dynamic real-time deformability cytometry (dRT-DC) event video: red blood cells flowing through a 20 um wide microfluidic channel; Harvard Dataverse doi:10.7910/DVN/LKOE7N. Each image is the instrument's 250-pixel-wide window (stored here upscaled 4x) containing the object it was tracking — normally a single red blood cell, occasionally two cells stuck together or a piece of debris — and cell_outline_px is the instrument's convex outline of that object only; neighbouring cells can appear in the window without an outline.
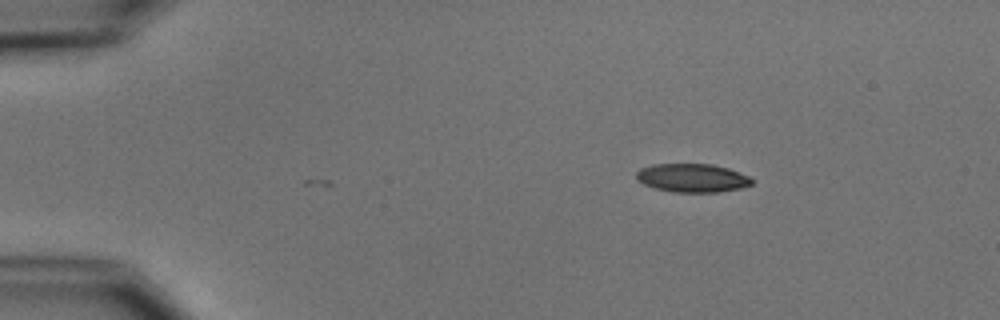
{"species": "common noctule bat (a hibernating species)", "species_latin": "Nyctalus noctula", "temperature_condition": "cold", "stored_images_in_passage": 2, "camera_frame_rate_fps": 3000, "um_per_image_px": 0.085, "animal": {"sex": "male", "body_mass_g": 15.6}, "frame": {"image": 1, "passage_image": 2, "time_ms": 1.333, "image_size_px": [1000, 320], "cell_outline_px": [[752, 184], [740, 188], [720, 192], [672, 192], [656, 188], [644, 184], [636, 180], [636, 172], [640, 168], [652, 164], [712, 164], [728, 168], [748, 176], [752, 180]], "centroid_in_image_um": [58.81, 15.12], "position_along_channel_um": 26.2, "area_um2": 19.19}}